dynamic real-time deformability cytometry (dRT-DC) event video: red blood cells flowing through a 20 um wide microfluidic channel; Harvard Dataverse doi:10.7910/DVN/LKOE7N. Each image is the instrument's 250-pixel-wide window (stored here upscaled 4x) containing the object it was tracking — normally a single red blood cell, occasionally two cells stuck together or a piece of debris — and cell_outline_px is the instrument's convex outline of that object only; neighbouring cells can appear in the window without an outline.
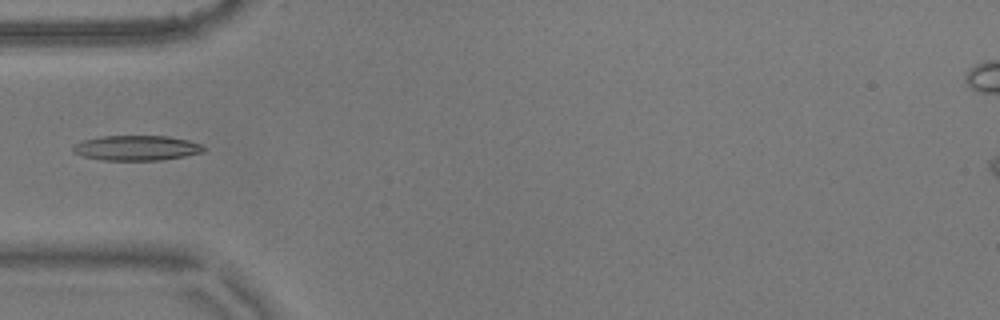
{"species": "common noctule bat (a hibernating species)", "species_latin": "Nyctalus noctula", "temperature_condition": "warm", "stored_images_in_passage": 24, "camera_frame_rate_fps": 3000, "um_per_image_px": 0.085, "animal": {"sex": "male", "body_mass_g": 17.9}, "frame": {"image": 1, "passage_image": 1, "time_ms": 0.0, "image_size_px": [1000, 320], "cell_outline_px": [[204, 152], [184, 156], [160, 160], [104, 160], [84, 156], [72, 152], [72, 148], [76, 144], [84, 140], [100, 136], [168, 136], [188, 140], [200, 144], [204, 148]], "centroid_in_image_um": [11.6, 12.57], "position_along_channel_um": 73.4, "area_um2": 18.9}}